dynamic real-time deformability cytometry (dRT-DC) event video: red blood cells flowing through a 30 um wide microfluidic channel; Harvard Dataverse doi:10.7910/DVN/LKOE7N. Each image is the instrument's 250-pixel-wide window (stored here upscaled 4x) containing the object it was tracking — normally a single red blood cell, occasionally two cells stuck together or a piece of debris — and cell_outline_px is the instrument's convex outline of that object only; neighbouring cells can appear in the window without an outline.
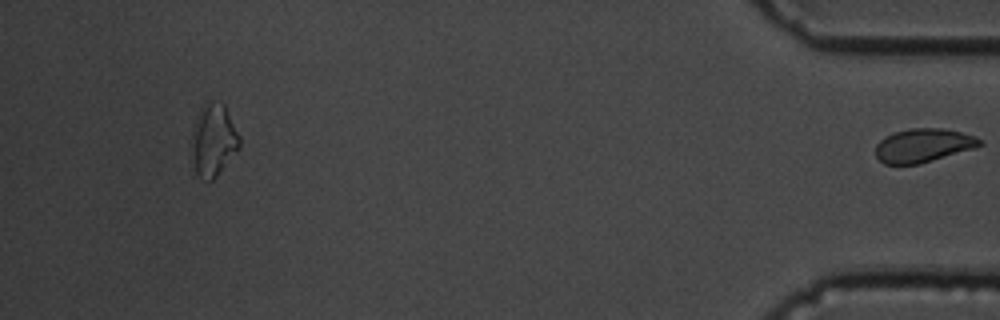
{"species": "common noctule bat (a hibernating species)", "species_latin": "Nyctalus noctula", "temperature_condition": "cold", "stored_images_in_passage": 56, "segment_of_instrument_passage": [2, 2], "camera_frame_rate_fps": 3000, "um_per_image_px": 0.085, "animal": {"sex": "male", "body_mass_g": 19.5, "forearm_length_mm": 54.6}, "frame": {"image": 1, "passage_image": 56, "time_ms": 18.333, "image_size_px": [1000, 320], "cell_outline_px": [[984, 144], [976, 148], [920, 164], [884, 164], [876, 156], [876, 144], [884, 136], [896, 132], [912, 128], [944, 128], [976, 136]], "centroid_in_image_um": [78.5, 12.36], "position_along_channel_um": 356.7, "area_um2": 20.52}}